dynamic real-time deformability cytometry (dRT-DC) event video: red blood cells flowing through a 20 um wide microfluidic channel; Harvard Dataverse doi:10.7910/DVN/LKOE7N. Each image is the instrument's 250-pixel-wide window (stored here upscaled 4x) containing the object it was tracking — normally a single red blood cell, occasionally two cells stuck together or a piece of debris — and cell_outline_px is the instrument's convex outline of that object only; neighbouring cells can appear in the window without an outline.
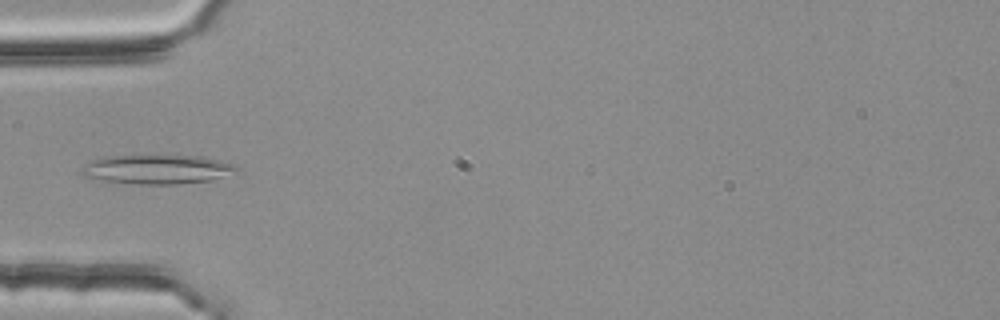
{"species": "common noctule bat (a hibernating species)", "species_latin": "Nyctalus noctula", "temperature_condition": "room temperature", "stored_images_in_passage": 3, "camera_frame_rate_fps": 3000, "um_per_image_px": 0.085, "animal": {"sex": "female", "body_mass_g": 25.1}, "frame": {"image": 1, "passage_image": 3, "time_ms": 0.667, "image_size_px": [1000, 320], "cell_outline_px": [[240, 168], [212, 180], [176, 184], [140, 184], [104, 180], [84, 176], [80, 172], [80, 168], [96, 160], [108, 156], [200, 156], [220, 160], [232, 164]], "centroid_in_image_um": [13.36, 14.4], "position_along_channel_um": 71.6, "area_um2": 25.66}}